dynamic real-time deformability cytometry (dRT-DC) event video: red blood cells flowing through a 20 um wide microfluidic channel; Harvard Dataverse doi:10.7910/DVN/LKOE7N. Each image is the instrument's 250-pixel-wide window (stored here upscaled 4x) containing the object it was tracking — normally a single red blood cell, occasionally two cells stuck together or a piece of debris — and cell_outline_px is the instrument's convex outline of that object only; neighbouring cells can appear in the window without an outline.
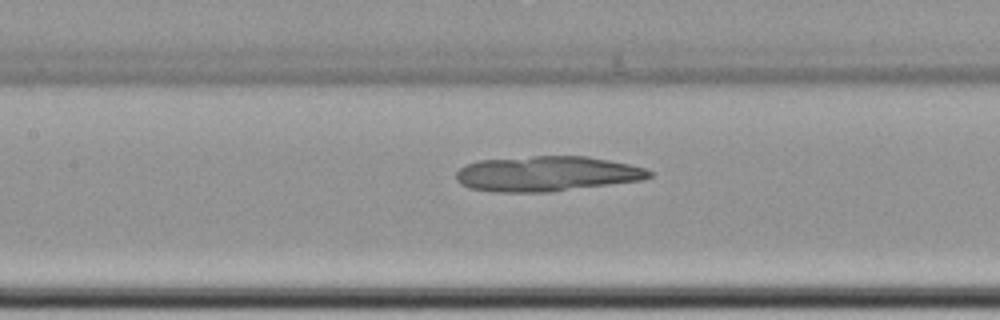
{"species": "common noctule bat (a hibernating species)", "species_latin": "Nyctalus noctula", "temperature_condition": "cold", "stored_images_in_passage": 59, "camera_frame_rate_fps": 3000, "um_per_image_px": 0.085, "animal": {"sex": "female", "body_mass_g": 22.7, "forearm_length_mm": 54.2}, "frame": {"image": 1, "passage_image": 28, "time_ms": 9.0, "image_size_px": [1000, 320], "cell_outline_px": [[652, 176], [644, 180], [548, 192], [496, 192], [468, 188], [460, 184], [456, 180], [456, 172], [460, 168], [468, 164], [480, 160], [532, 156], [588, 156], [628, 164], [644, 168], [652, 172]], "centroid_in_image_um": [46.46, 14.77], "position_along_channel_um": 160.9, "area_um2": 39.59}}
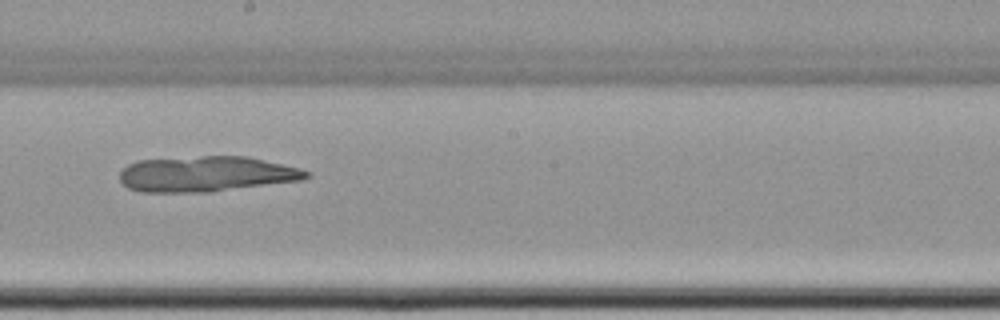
{"frame": {"image": 2, "passage_image": 34, "time_ms": 11.0, "image_size_px": [1000, 320], "cell_outline_px": [[308, 176], [300, 180], [212, 192], [140, 192], [128, 188], [120, 180], [120, 172], [128, 164], [140, 160], [200, 156], [248, 156], [300, 168], [308, 172]], "centroid_in_image_um": [17.51, 14.79], "position_along_channel_um": 230.7, "area_um2": 38.49}}
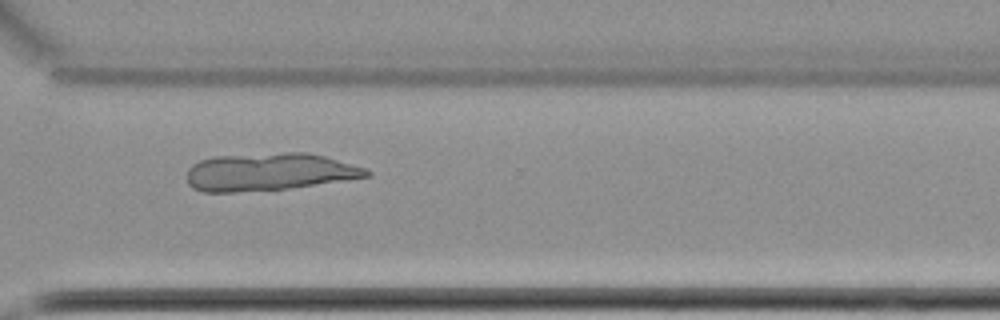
{"frame": {"image": 3, "passage_image": 44, "time_ms": 14.333, "image_size_px": [1000, 320], "cell_outline_px": [[372, 176], [348, 180], [288, 188], [236, 192], [204, 192], [192, 188], [188, 184], [188, 168], [192, 164], [200, 160], [216, 156], [288, 152], [308, 152], [324, 156], [368, 168], [372, 172]], "centroid_in_image_um": [22.92, 14.61], "position_along_channel_um": 347.7, "area_um2": 39.54}}